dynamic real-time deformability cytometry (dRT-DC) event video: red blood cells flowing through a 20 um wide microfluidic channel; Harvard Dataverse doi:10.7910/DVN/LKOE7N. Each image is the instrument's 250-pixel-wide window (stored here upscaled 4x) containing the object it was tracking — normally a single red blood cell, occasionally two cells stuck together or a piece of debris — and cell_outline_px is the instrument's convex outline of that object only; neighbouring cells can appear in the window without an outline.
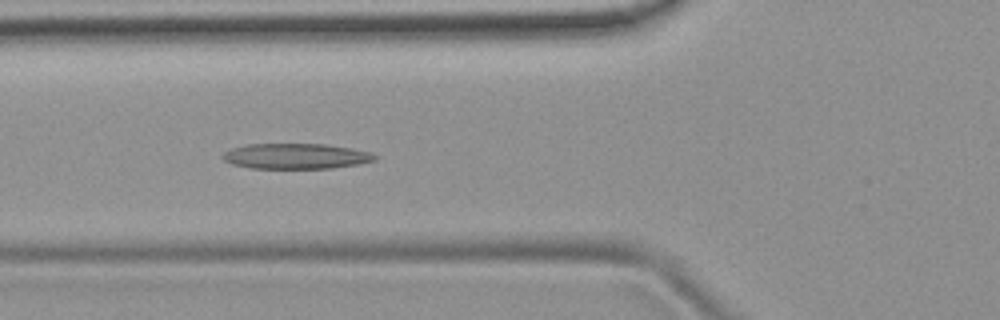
{"species": "common noctule bat (a hibernating species)", "species_latin": "Nyctalus noctula", "temperature_condition": "room temperature", "stored_images_in_passage": 48, "camera_frame_rate_fps": 3000, "um_per_image_px": 0.085, "animal": {"sex": "female", "body_mass_g": 19.9}, "frame": {"image": 1, "passage_image": 15, "time_ms": 4.667, "image_size_px": [1000, 320], "cell_outline_px": [[376, 160], [360, 164], [332, 168], [248, 168], [232, 164], [224, 160], [220, 156], [224, 152], [232, 148], [248, 144], [324, 144], [352, 148], [372, 152], [376, 156]], "centroid_in_image_um": [25.16, 13.27], "position_along_channel_um": 100.6, "area_um2": 22.66}}
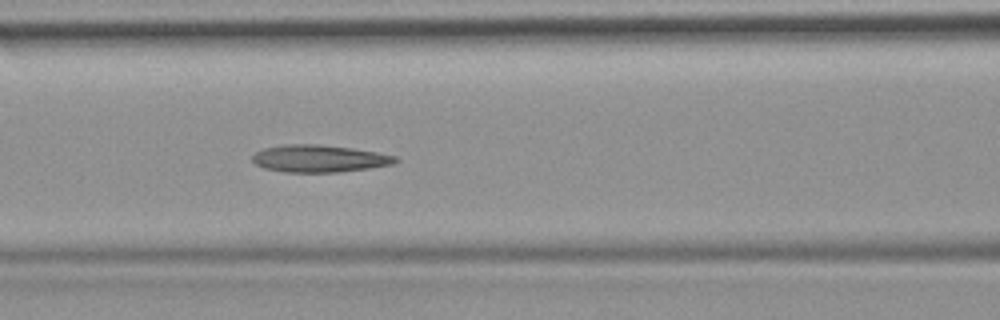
{"frame": {"image": 2, "passage_image": 18, "time_ms": 5.667, "image_size_px": [1000, 320], "cell_outline_px": [[400, 160], [392, 164], [368, 168], [340, 172], [284, 172], [264, 168], [256, 164], [252, 160], [252, 156], [256, 152], [264, 148], [284, 144], [316, 144], [352, 148], [376, 152], [396, 156]], "centroid_in_image_um": [27.12, 13.48], "position_along_channel_um": 139.5, "area_um2": 22.66}}
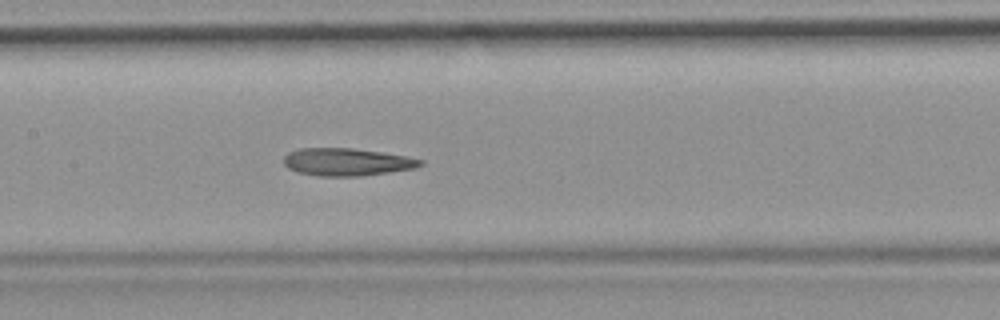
{"frame": {"image": 3, "passage_image": 21, "time_ms": 6.667, "image_size_px": [1000, 320], "cell_outline_px": [[424, 164], [416, 168], [360, 176], [316, 176], [296, 172], [288, 168], [284, 164], [284, 156], [288, 152], [300, 148], [352, 148], [408, 156], [424, 160]], "centroid_in_image_um": [29.48, 13.77], "position_along_channel_um": 177.9, "area_um2": 22.08}, "authors_computed_cell_mechanics": {"area_um2": 22.6576, "velocity_mm_per_s": 3.8519, "shape_relaxation_time_tau1_ms": null, "shape_relaxation_time_tau2_ms": 4.9484, "deformation_change_tau1": null, "deformation_change_tau2": 0.1443}}